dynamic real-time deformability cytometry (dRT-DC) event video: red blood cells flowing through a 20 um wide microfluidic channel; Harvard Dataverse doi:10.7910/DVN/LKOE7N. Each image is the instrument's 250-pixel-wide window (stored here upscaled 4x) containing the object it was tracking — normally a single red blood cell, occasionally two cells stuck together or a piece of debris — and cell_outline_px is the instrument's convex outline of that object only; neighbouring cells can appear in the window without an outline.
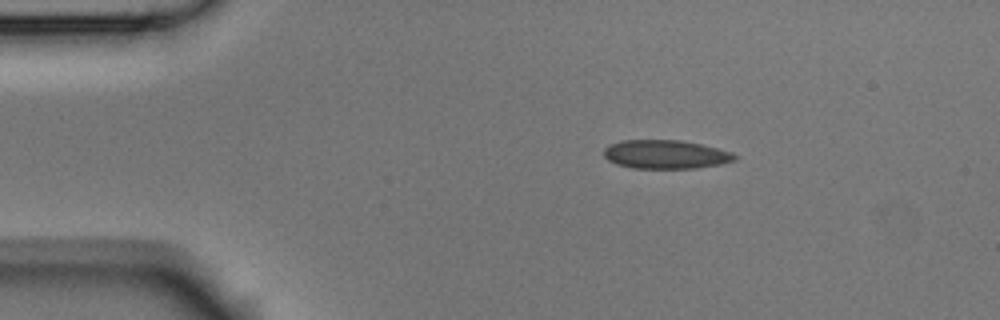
{"species": "Egyptian fruit bat (a non-hibernating species)", "species_latin": "Rousettus aegyptiacus", "temperature_condition": "room temperature", "stored_images_in_passage": 4, "camera_frame_rate_fps": 3000, "um_per_image_px": 0.085, "animal": {"sex": "male"}, "frame": {"image": 1, "passage_image": 1, "time_ms": 0.0, "image_size_px": [1000, 320], "cell_outline_px": [[740, 156], [736, 160], [720, 164], [696, 168], [632, 168], [616, 164], [608, 160], [604, 156], [604, 148], [608, 144], [620, 140], [680, 140], [700, 144], [732, 152]], "centroid_in_image_um": [56.57, 13.12], "position_along_channel_um": 28.4, "area_um2": 22.02}}
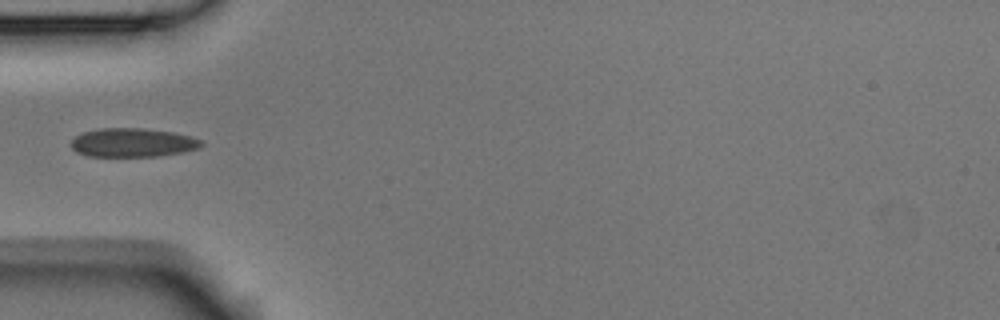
{"frame": {"image": 2, "passage_image": 3, "time_ms": 0.667, "image_size_px": [1000, 320], "cell_outline_px": [[204, 144], [200, 148], [184, 152], [160, 156], [88, 156], [76, 152], [68, 144], [76, 136], [84, 132], [100, 128], [140, 128], [172, 132], [192, 136], [200, 140]], "centroid_in_image_um": [11.28, 12.12], "position_along_channel_um": 73.7, "area_um2": 21.96}}
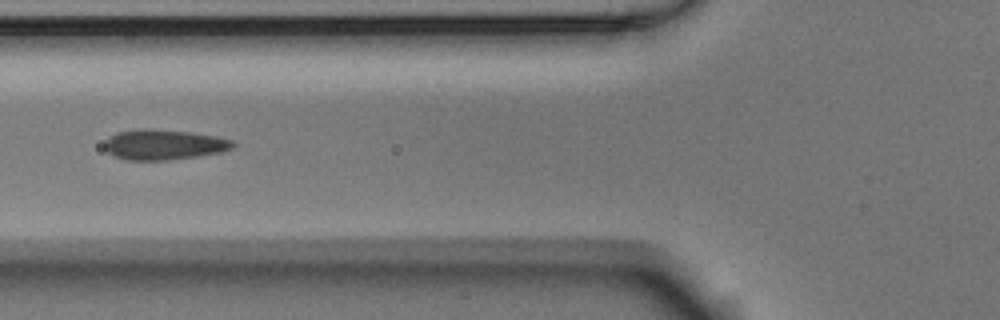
{"frame": {"image": 3, "passage_image": 4, "time_ms": 1.0, "image_size_px": [1000, 320], "cell_outline_px": [[236, 144], [232, 148], [224, 152], [168, 160], [128, 160], [116, 156], [108, 152], [104, 148], [104, 140], [108, 136], [116, 132], [136, 128], [152, 128], [192, 132], [216, 136], [232, 140]], "centroid_in_image_um": [13.9, 12.27], "position_along_channel_um": 111.9, "area_um2": 23.0}}